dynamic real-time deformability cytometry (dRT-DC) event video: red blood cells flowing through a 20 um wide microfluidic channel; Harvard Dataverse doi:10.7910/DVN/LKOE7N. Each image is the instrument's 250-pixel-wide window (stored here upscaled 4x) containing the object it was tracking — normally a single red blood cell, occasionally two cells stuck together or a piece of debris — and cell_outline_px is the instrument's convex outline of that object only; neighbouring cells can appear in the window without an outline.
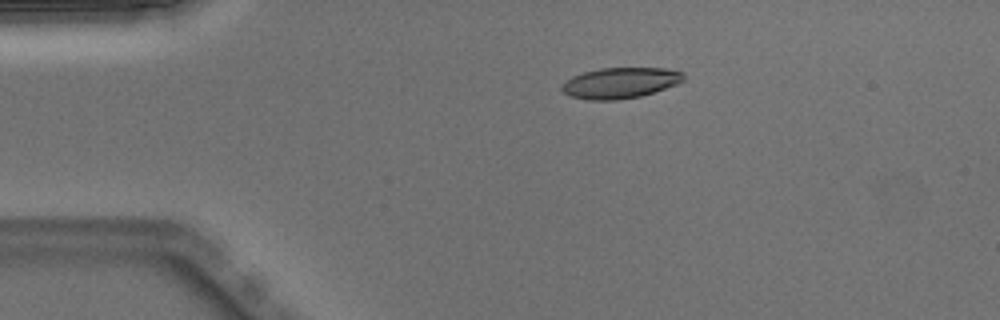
{"species": "Egyptian fruit bat (a non-hibernating species)", "species_latin": "Rousettus aegyptiacus", "temperature_condition": "warm", "stored_images_in_passage": 41, "camera_frame_rate_fps": 3000, "um_per_image_px": 0.085, "animal": {"sex": "male"}, "frame": {"image": 1, "passage_image": 1, "time_ms": 0.0, "image_size_px": [1000, 320], "cell_outline_px": [[684, 80], [676, 84], [640, 96], [616, 100], [588, 100], [572, 96], [564, 92], [560, 88], [572, 76], [584, 72], [600, 68], [668, 68], [684, 72]], "centroid_in_image_um": [52.74, 7.04], "position_along_channel_um": 32.3, "area_um2": 21.62}}
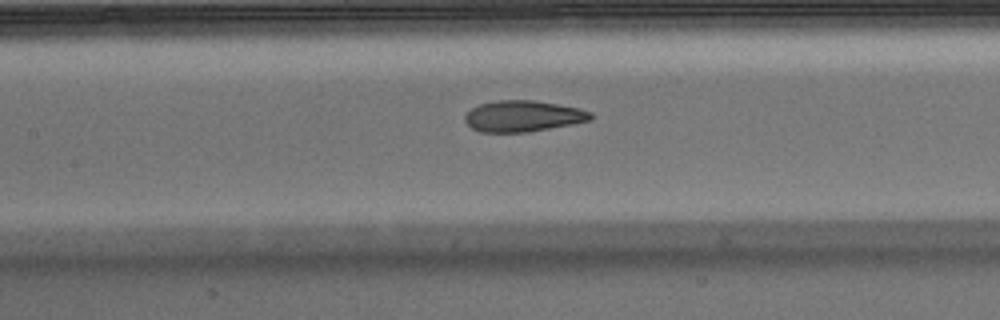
{"frame": {"image": 2, "passage_image": 14, "time_ms": 4.333, "image_size_px": [1000, 320], "cell_outline_px": [[592, 120], [572, 124], [528, 132], [480, 132], [472, 128], [464, 120], [464, 116], [472, 108], [480, 104], [496, 100], [532, 100], [580, 108], [592, 112]], "centroid_in_image_um": [44.46, 9.87], "position_along_channel_um": 162.9, "area_um2": 22.77}}
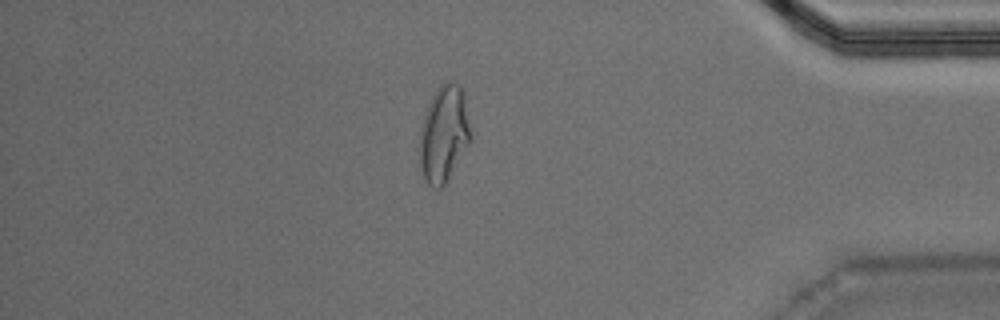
{"frame": {"image": 3, "passage_image": 34, "time_ms": 11.0, "image_size_px": [1000, 320], "cell_outline_px": [[472, 140], [444, 188], [436, 188], [428, 184], [424, 180], [420, 164], [420, 128], [428, 104], [436, 88], [440, 84], [448, 80], [452, 80], [460, 84], [464, 96]], "centroid_in_image_um": [37.74, 11.4], "position_along_channel_um": 397.5, "area_um2": 29.07}, "authors_computed_cell_mechanics": {"area_um2": 23.409, "velocity_mm_per_s": 4.0228, "shape_relaxation_time_tau1_ms": 8.187, "shape_relaxation_time_tau2_ms": 1.2411, "deformation_change_tau1": 0.2587, "deformation_change_tau2": 0.0801}}